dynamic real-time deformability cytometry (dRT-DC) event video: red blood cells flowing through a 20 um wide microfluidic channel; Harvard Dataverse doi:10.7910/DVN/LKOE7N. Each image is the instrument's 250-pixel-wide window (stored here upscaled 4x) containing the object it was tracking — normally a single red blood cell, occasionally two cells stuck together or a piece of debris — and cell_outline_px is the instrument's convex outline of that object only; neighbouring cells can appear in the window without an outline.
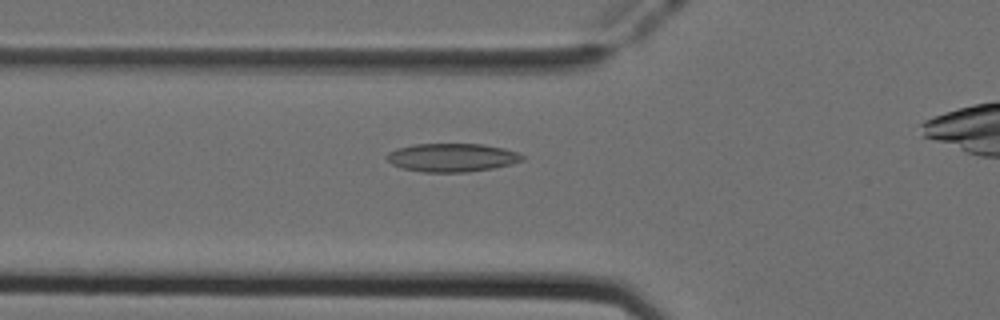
{"species": "Egyptian fruit bat (a non-hibernating species)", "species_latin": "Rousettus aegyptiacus", "temperature_condition": "cold", "stored_images_in_passage": 32, "camera_frame_rate_fps": 3000, "um_per_image_px": 0.085, "animal": {"sex": "female"}, "frame": {"image": 1, "passage_image": 5, "time_ms": 1.333, "image_size_px": [1000, 320], "cell_outline_px": [[524, 160], [512, 164], [492, 168], [468, 172], [420, 172], [400, 168], [392, 164], [388, 160], [388, 152], [396, 148], [412, 144], [484, 144], [504, 148], [516, 152], [524, 156]], "centroid_in_image_um": [38.41, 13.39], "position_along_channel_um": 87.4, "area_um2": 22.54}}
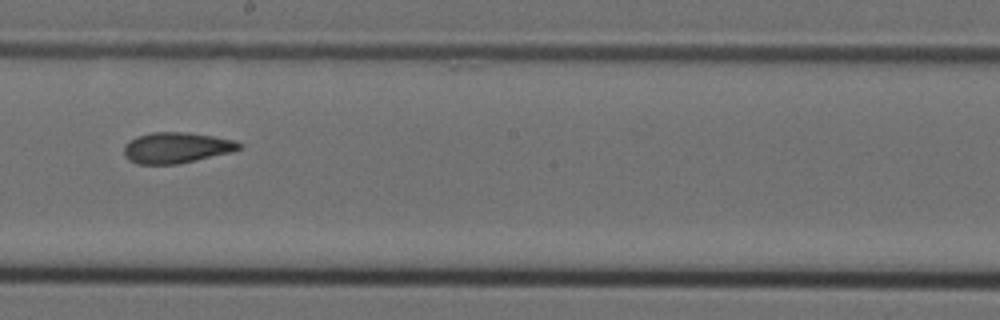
{"frame": {"image": 2, "passage_image": 16, "time_ms": 5.0, "image_size_px": [1000, 320], "cell_outline_px": [[244, 144], [240, 148], [232, 152], [196, 160], [176, 164], [136, 164], [128, 160], [124, 156], [124, 144], [128, 140], [136, 136], [152, 132], [188, 132], [212, 136], [232, 140]], "centroid_in_image_um": [14.95, 12.55], "position_along_channel_um": 233.3, "area_um2": 20.81}}
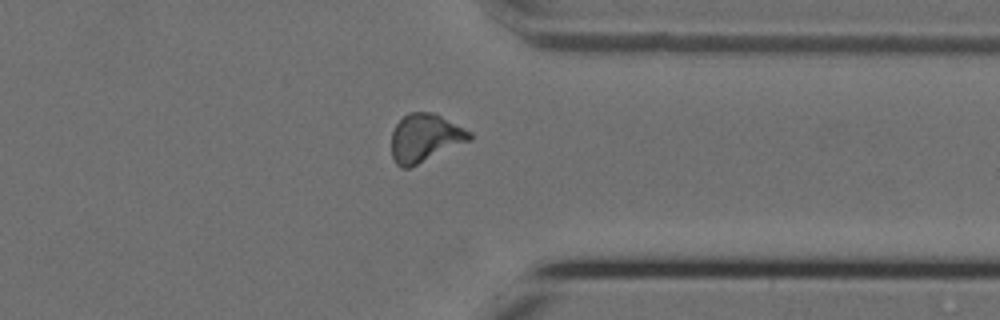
{"frame": {"image": 3, "passage_image": 27, "time_ms": 8.667, "image_size_px": [1000, 320], "cell_outline_px": [[472, 140], [408, 168], [400, 168], [396, 164], [392, 156], [392, 132], [396, 124], [408, 112], [432, 112], [472, 132]], "centroid_in_image_um": [36.12, 11.73], "position_along_channel_um": 375.3, "area_um2": 21.73}}